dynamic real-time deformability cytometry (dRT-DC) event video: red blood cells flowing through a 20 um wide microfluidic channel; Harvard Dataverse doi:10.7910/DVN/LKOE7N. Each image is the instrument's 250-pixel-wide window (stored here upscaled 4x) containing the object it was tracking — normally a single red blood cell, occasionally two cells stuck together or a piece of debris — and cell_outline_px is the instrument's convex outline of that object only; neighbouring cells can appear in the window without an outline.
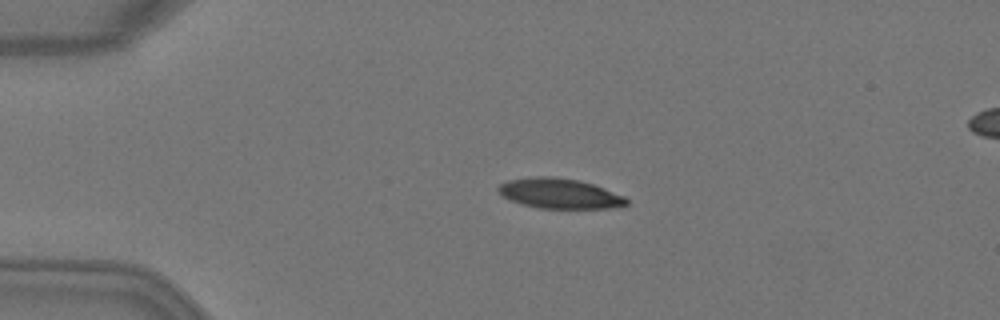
{"species": "Egyptian fruit bat (a non-hibernating species)", "species_latin": "Rousettus aegyptiacus", "temperature_condition": "warm", "stored_images_in_passage": 5, "camera_frame_rate_fps": 3000, "um_per_image_px": 0.085, "animal": {"sex": "female"}, "frame": {"image": 1, "passage_image": 3, "time_ms": 0.667, "image_size_px": [1000, 320], "cell_outline_px": [[628, 204], [608, 208], [540, 208], [524, 204], [512, 200], [504, 196], [496, 188], [500, 184], [508, 180], [536, 176], [552, 176], [580, 180], [604, 188], [624, 196], [628, 200]], "centroid_in_image_um": [47.57, 16.43], "position_along_channel_um": 37.4, "area_um2": 22.2}}